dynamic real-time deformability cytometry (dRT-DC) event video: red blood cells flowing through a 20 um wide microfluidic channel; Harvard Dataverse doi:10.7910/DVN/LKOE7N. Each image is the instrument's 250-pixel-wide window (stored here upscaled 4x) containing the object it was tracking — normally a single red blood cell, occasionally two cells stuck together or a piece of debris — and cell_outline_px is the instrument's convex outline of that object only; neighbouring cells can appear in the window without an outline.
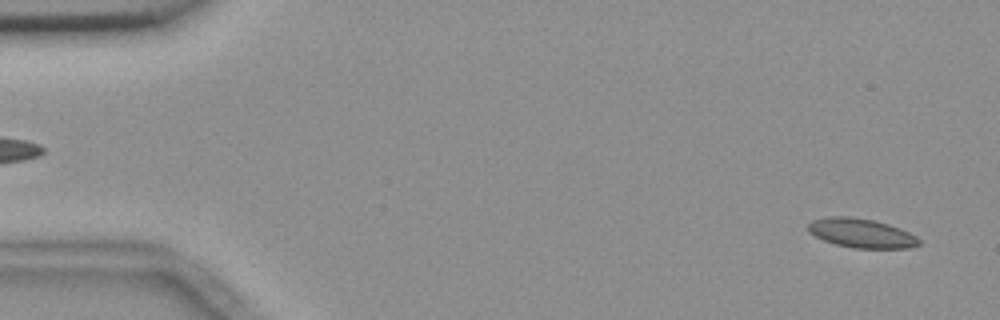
{"species": "common noctule bat (a hibernating species)", "species_latin": "Nyctalus noctula", "temperature_condition": "room temperature", "stored_images_in_passage": 55, "camera_frame_rate_fps": 3000, "um_per_image_px": 0.085, "animal": {"sex": "female", "body_mass_g": 18.4}, "frame": {"image": 1, "passage_image": 1, "time_ms": 0.0, "image_size_px": [1000, 320], "cell_outline_px": [[920, 244], [912, 248], [852, 248], [836, 244], [824, 240], [808, 232], [808, 224], [812, 220], [828, 216], [852, 216], [872, 220], [888, 224], [900, 228], [916, 236], [920, 240]], "centroid_in_image_um": [73.21, 19.81], "position_along_channel_um": 11.8, "area_um2": 18.9}}
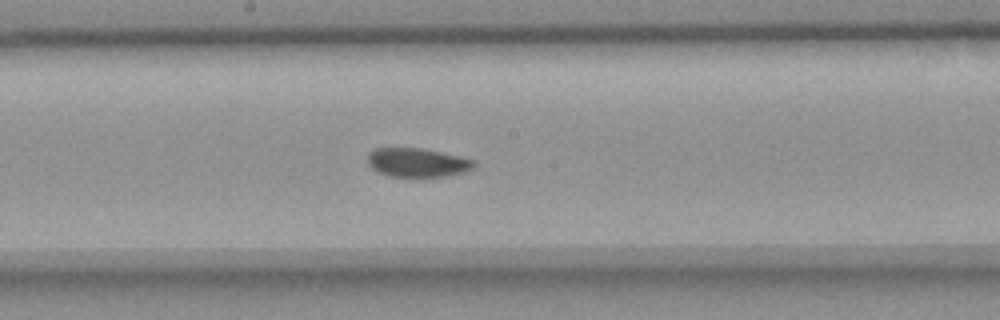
{"frame": {"image": 2, "passage_image": 28, "time_ms": 9.0, "image_size_px": [1000, 320], "cell_outline_px": [[476, 168], [464, 172], [448, 176], [420, 180], [416, 180], [388, 176], [376, 172], [368, 164], [368, 156], [376, 148], [420, 148], [460, 156], [472, 160], [476, 164]], "centroid_in_image_um": [35.49, 13.88], "position_along_channel_um": 212.7, "area_um2": 18.73}}
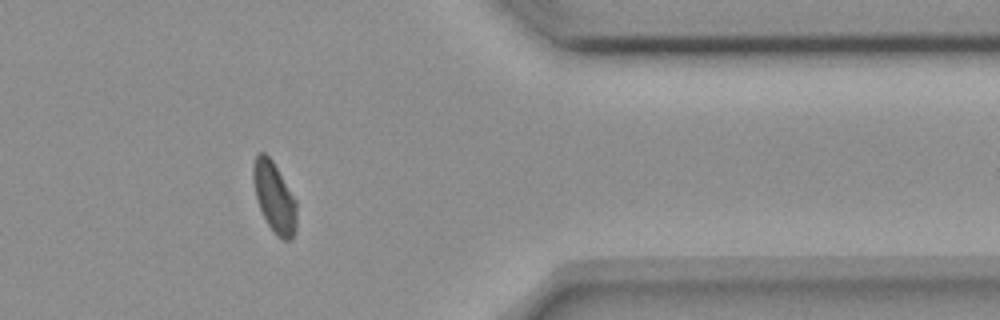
{"frame": {"image": 3, "passage_image": 44, "time_ms": 14.333, "image_size_px": [1000, 320], "cell_outline_px": [[296, 228], [292, 240], [284, 240], [276, 236], [268, 224], [260, 208], [256, 196], [252, 180], [252, 164], [256, 152], [264, 152], [272, 160], [296, 200]], "centroid_in_image_um": [23.3, 16.75], "position_along_channel_um": 388.1, "area_um2": 17.86}}